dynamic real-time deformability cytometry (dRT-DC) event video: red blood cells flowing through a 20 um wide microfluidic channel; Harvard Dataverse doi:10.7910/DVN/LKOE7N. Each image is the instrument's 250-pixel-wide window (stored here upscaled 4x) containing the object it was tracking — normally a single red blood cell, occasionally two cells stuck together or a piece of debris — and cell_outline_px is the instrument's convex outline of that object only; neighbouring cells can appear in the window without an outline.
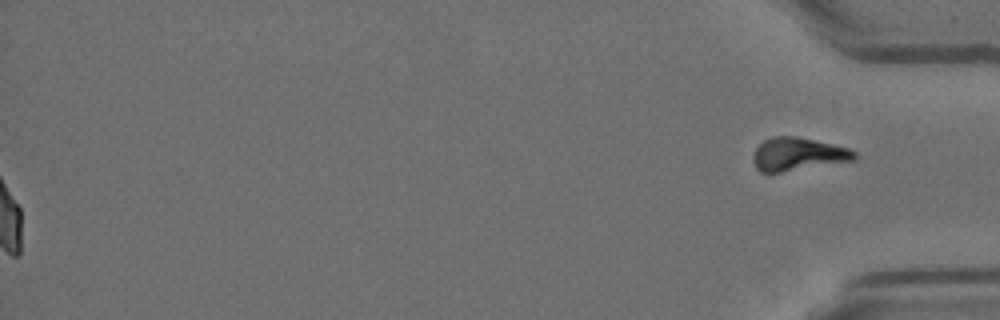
{"species": "Egyptian fruit bat (a non-hibernating species)", "species_latin": "Rousettus aegyptiacus", "temperature_condition": "room temperature", "stored_images_in_passage": 42, "segment_of_instrument_passage": [2, 2], "camera_frame_rate_fps": 3000, "um_per_image_px": 0.085, "animal": {"sex": "female"}, "frame": {"image": 1, "passage_image": 42, "time_ms": 13.667, "image_size_px": [1000, 320], "cell_outline_px": [[856, 160], [780, 172], [760, 172], [756, 168], [752, 160], [752, 156], [756, 148], [764, 140], [772, 136], [796, 136], [832, 144], [848, 148], [856, 152]], "centroid_in_image_um": [67.8, 13.1], "position_along_channel_um": 367.4, "area_um2": 19.42}}